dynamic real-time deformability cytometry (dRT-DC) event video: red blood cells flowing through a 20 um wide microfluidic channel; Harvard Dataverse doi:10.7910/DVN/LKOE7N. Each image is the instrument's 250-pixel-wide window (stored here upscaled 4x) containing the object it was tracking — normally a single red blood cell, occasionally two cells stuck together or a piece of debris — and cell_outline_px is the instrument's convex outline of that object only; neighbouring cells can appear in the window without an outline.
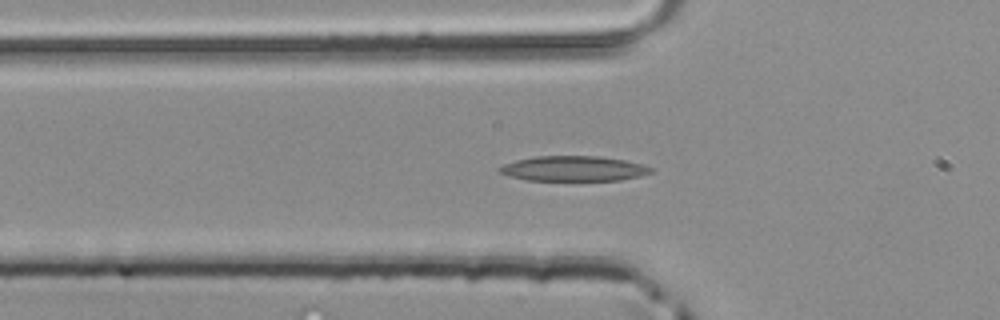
{"species": "common noctule bat (a hibernating species)", "species_latin": "Nyctalus noctula", "temperature_condition": "room temperature", "stored_images_in_passage": 49, "camera_frame_rate_fps": 3000, "um_per_image_px": 0.085, "animal": {"sex": "male", "body_mass_g": 20.4}, "frame": {"image": 1, "passage_image": 16, "time_ms": 5.0, "image_size_px": [1000, 320], "cell_outline_px": [[652, 172], [640, 176], [620, 180], [524, 180], [508, 176], [500, 172], [496, 168], [504, 164], [516, 160], [532, 156], [600, 156], [624, 160], [640, 164], [652, 168]], "centroid_in_image_um": [48.7, 14.32], "position_along_channel_um": 77.1, "area_um2": 22.14}}
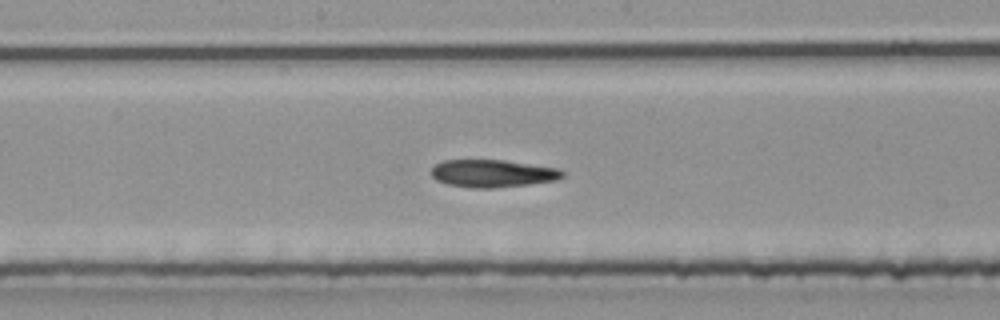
{"frame": {"image": 2, "passage_image": 25, "time_ms": 8.0, "image_size_px": [1000, 320], "cell_outline_px": [[564, 176], [556, 180], [528, 184], [492, 188], [472, 188], [448, 184], [436, 180], [432, 176], [432, 168], [436, 164], [444, 160], [504, 160], [560, 168], [564, 172]], "centroid_in_image_um": [41.89, 14.74], "position_along_channel_um": 206.3, "area_um2": 21.04}}
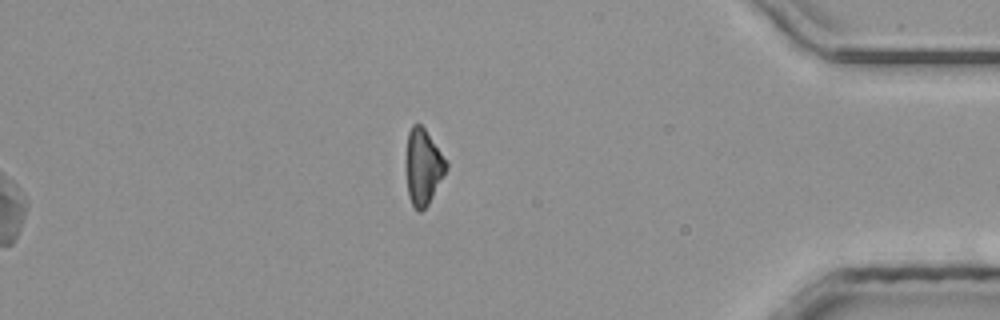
{"frame": {"image": 3, "passage_image": 49, "time_ms": 16.0, "image_size_px": [1000, 320], "cell_outline_px": [[448, 168], [428, 204], [420, 212], [416, 212], [408, 196], [404, 168], [404, 160], [408, 132], [412, 124], [420, 124], [424, 128], [448, 160]], "centroid_in_image_um": [35.93, 14.18], "position_along_channel_um": 399.3, "area_um2": 18.38}}